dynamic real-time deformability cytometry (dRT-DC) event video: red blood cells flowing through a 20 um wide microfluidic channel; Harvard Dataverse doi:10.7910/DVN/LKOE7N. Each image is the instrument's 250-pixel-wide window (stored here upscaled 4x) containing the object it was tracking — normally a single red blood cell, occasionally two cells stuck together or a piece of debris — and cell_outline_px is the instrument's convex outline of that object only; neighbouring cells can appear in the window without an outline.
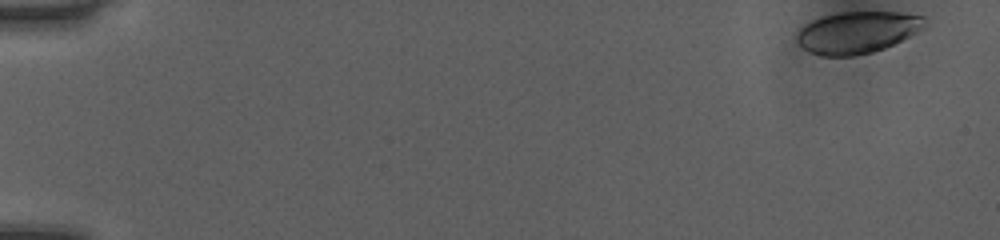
{"species": "human", "species_latin": "Homo sapiens", "temperature_condition": "room temperature", "stored_images_in_passage": 50, "camera_frame_rate_fps": 3000, "um_per_image_px": 0.085, "donor": {"sex": "female"}, "frame": {"image": 1, "passage_image": 1, "time_ms": 0.0, "image_size_px": [1000, 240], "cell_outline_px": [[928, 28], [884, 48], [872, 52], [852, 56], [820, 56], [804, 48], [796, 40], [796, 32], [804, 24], [812, 20], [824, 16], [840, 12], [900, 12], [924, 16], [928, 20]], "centroid_in_image_um": [72.93, 2.74], "position_along_channel_um": 12.1, "area_um2": 31.5}}
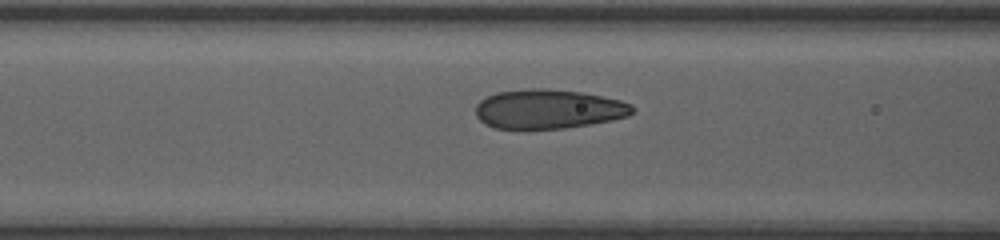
{"frame": {"image": 2, "passage_image": 21, "time_ms": 6.667, "image_size_px": [1000, 240], "cell_outline_px": [[632, 112], [628, 116], [612, 120], [564, 128], [496, 128], [484, 124], [476, 116], [476, 104], [480, 100], [496, 92], [532, 88], [548, 88], [580, 92], [620, 100], [632, 104]], "centroid_in_image_um": [46.58, 9.26], "position_along_channel_um": 120.0, "area_um2": 35.66}}
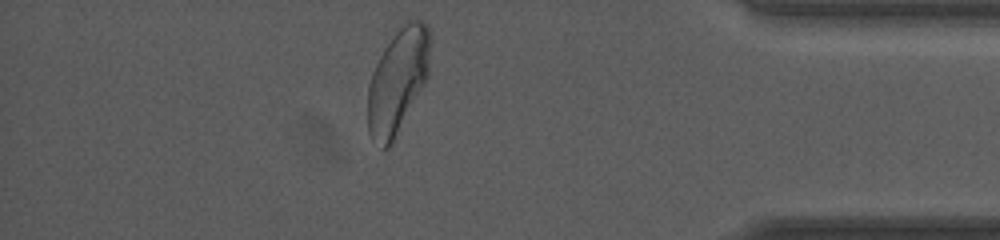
{"frame": {"image": 3, "passage_image": 44, "time_ms": 14.333, "image_size_px": [1000, 240], "cell_outline_px": [[432, 36], [428, 76], [424, 84], [388, 148], [384, 148], [368, 132], [368, 84], [372, 72], [384, 48], [392, 36], [408, 20], [424, 20]], "centroid_in_image_um": [33.83, 6.78], "position_along_channel_um": 401.4, "area_um2": 37.51}, "authors_computed_cell_mechanics": {"area_um2": 35.2869, "velocity_mm_per_s": 4.0557, "shape_relaxation_time_tau1_ms": 3.1387, "shape_relaxation_time_tau2_ms": null, "deformation_change_tau1": 0.1449, "deformation_change_tau2": null}}